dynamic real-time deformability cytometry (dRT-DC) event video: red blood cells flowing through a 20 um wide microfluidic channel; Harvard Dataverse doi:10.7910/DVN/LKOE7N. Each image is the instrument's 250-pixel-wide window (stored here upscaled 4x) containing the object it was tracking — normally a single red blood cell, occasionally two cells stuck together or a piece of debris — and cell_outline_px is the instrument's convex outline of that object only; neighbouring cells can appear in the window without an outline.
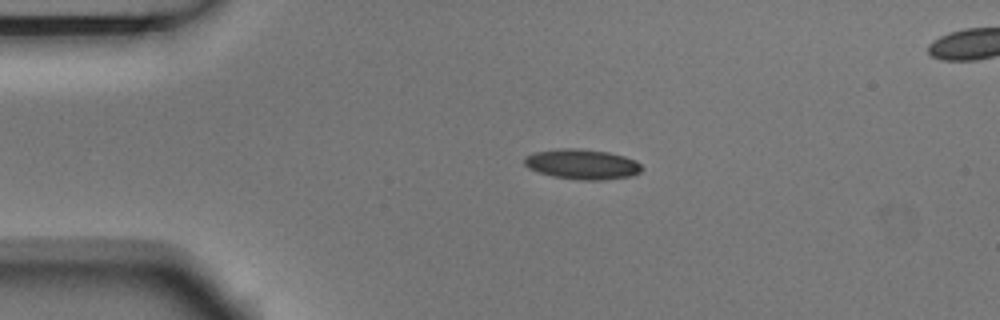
{"species": "Egyptian fruit bat (a non-hibernating species)", "species_latin": "Rousettus aegyptiacus", "temperature_condition": "room temperature", "stored_images_in_passage": 2, "camera_frame_rate_fps": 3000, "um_per_image_px": 0.085, "animal": {"sex": "male"}, "frame": {"image": 1, "passage_image": 1, "time_ms": 0.0, "image_size_px": [1000, 320], "cell_outline_px": [[644, 168], [640, 172], [632, 176], [604, 180], [580, 180], [552, 176], [528, 168], [524, 164], [524, 156], [536, 152], [556, 148], [576, 148], [608, 152], [624, 156], [636, 160]], "centroid_in_image_um": [49.5, 13.96], "position_along_channel_um": 35.5, "area_um2": 20.75}}